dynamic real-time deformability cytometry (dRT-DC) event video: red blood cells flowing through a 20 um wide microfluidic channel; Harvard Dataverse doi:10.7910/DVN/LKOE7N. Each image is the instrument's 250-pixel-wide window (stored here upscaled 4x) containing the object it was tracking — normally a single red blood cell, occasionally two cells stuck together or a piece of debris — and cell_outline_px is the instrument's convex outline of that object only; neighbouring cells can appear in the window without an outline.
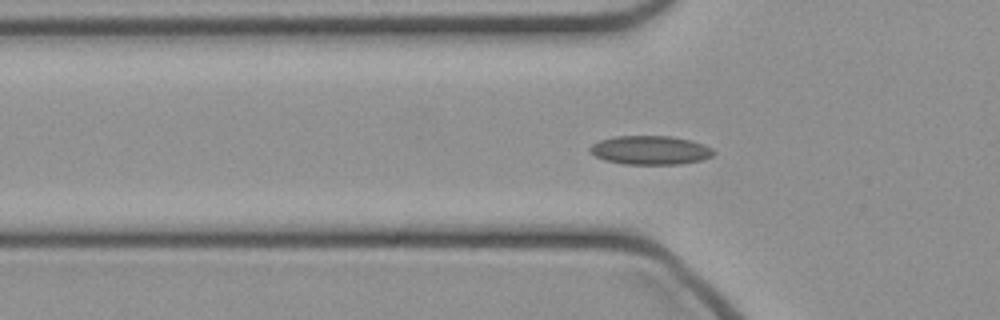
{"species": "common noctule bat (a hibernating species)", "species_latin": "Nyctalus noctula", "temperature_condition": "cold", "stored_images_in_passage": 40, "camera_frame_rate_fps": 3000, "um_per_image_px": 0.085, "animal": {"sex": "female", "body_mass_g": 21.9}, "frame": {"image": 1, "passage_image": 7, "time_ms": 2.0, "image_size_px": [1000, 320], "cell_outline_px": [[716, 152], [712, 156], [700, 160], [680, 164], [624, 164], [604, 160], [588, 152], [588, 148], [592, 144], [600, 140], [616, 136], [672, 136], [692, 140], [704, 144], [712, 148]], "centroid_in_image_um": [55.27, 12.76], "position_along_channel_um": 70.5, "area_um2": 20.92}}
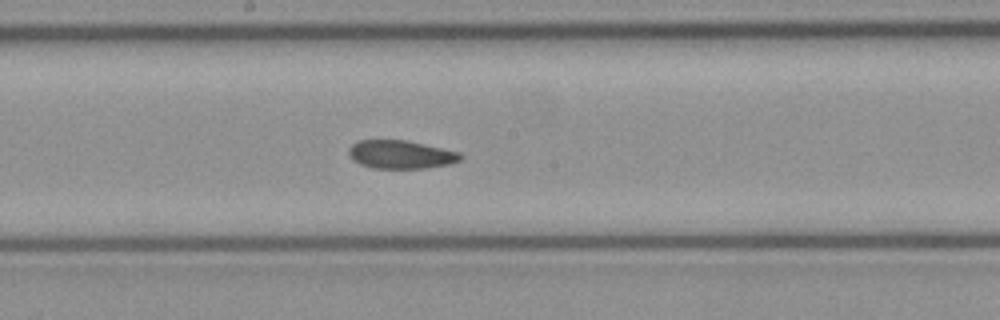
{"frame": {"image": 2, "passage_image": 17, "time_ms": 5.333, "image_size_px": [1000, 320], "cell_outline_px": [[464, 156], [460, 160], [448, 164], [428, 168], [372, 168], [360, 164], [352, 160], [348, 152], [348, 148], [352, 144], [360, 140], [408, 140], [460, 152]], "centroid_in_image_um": [34.06, 13.13], "position_along_channel_um": 214.1, "area_um2": 18.55}}
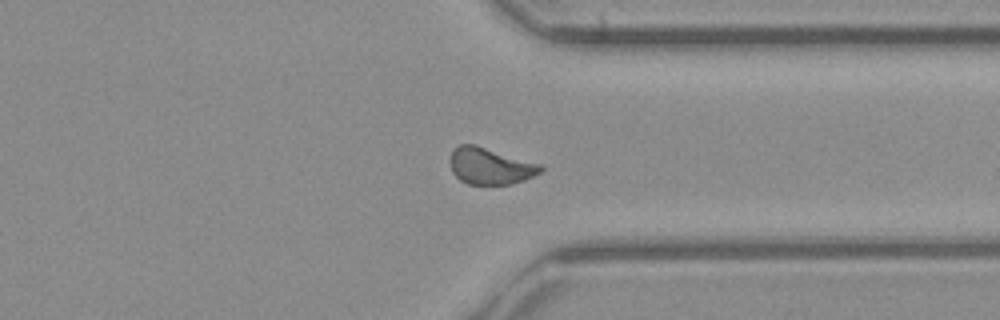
{"frame": {"image": 3, "passage_image": 28, "time_ms": 9.0, "image_size_px": [1000, 320], "cell_outline_px": [[544, 168], [540, 172], [524, 180], [512, 184], [468, 184], [460, 180], [452, 172], [452, 148], [460, 144], [476, 144], [540, 164]], "centroid_in_image_um": [41.67, 14.11], "position_along_channel_um": 369.7, "area_um2": 19.13}}